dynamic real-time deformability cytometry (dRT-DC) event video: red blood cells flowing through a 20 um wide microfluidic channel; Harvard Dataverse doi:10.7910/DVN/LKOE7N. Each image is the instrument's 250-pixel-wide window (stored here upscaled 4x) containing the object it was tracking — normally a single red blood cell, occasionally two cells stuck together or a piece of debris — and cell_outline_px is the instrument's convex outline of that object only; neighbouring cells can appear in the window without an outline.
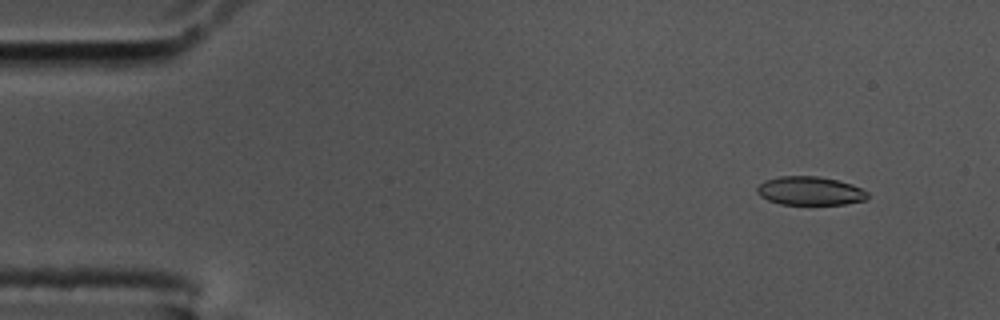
{"species": "common noctule bat (a hibernating species)", "species_latin": "Nyctalus noctula", "temperature_condition": "cold", "stored_images_in_passage": 39, "camera_frame_rate_fps": 3000, "um_per_image_px": 0.085, "animal": {"sex": "male", "body_mass_g": 17.5, "forearm_length_mm": 52.3}, "frame": {"image": 1, "passage_image": 5, "time_ms": 1.333, "image_size_px": [1000, 320], "cell_outline_px": [[868, 196], [864, 200], [844, 204], [780, 204], [768, 200], [760, 196], [756, 192], [756, 188], [764, 180], [780, 176], [820, 176], [852, 184], [868, 192]], "centroid_in_image_um": [68.82, 16.22], "position_along_channel_um": 16.2, "area_um2": 18.38}}
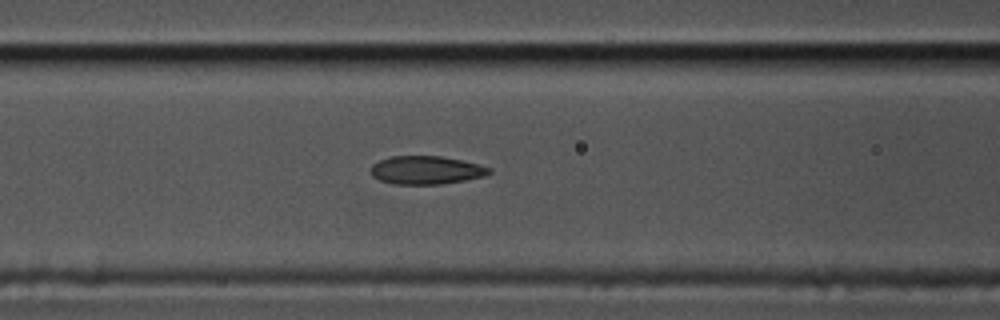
{"frame": {"image": 2, "passage_image": 23, "time_ms": 7.333, "image_size_px": [1000, 320], "cell_outline_px": [[492, 172], [484, 176], [464, 180], [440, 184], [392, 184], [380, 180], [372, 176], [368, 172], [368, 168], [372, 164], [380, 160], [392, 156], [440, 156], [460, 160], [492, 168]], "centroid_in_image_um": [36.16, 14.46], "position_along_channel_um": 130.4, "area_um2": 19.54}}
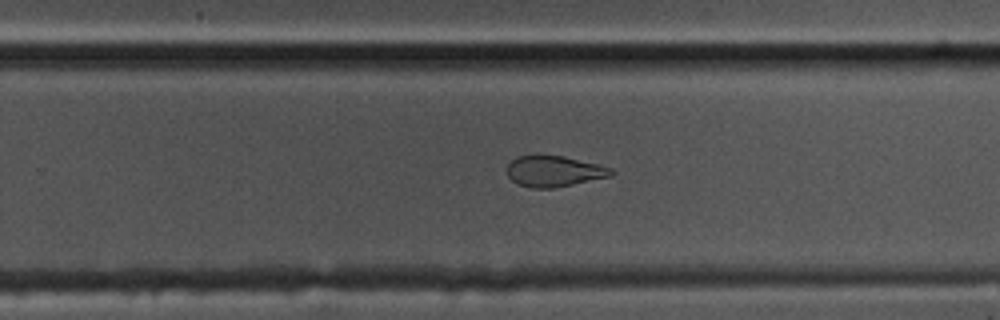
{"frame": {"image": 3, "passage_image": 36, "time_ms": 11.667, "image_size_px": [1000, 320], "cell_outline_px": [[616, 172], [612, 176], [556, 188], [532, 188], [516, 184], [508, 176], [508, 164], [516, 156], [564, 156], [600, 164], [612, 168]], "centroid_in_image_um": [47.14, 14.57], "position_along_channel_um": 282.7, "area_um2": 18.9}, "authors_computed_cell_mechanics": {"area_um2": 19.363, "velocity_mm_per_s": 3.5193, "shape_relaxation_time_tau1_ms": null, "shape_relaxation_time_tau2_ms": 2.2276, "deformation_change_tau1": null, "deformation_change_tau2": 0.0841}}